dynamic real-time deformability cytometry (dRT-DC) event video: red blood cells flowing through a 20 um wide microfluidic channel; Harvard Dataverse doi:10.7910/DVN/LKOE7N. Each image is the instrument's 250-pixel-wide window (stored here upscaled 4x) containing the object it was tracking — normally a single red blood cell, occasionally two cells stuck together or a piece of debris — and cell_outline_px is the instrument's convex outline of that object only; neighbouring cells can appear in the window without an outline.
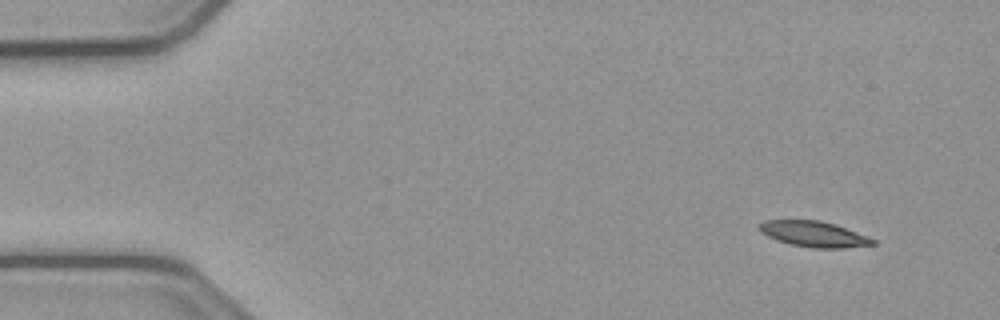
{"species": "common noctule bat (a hibernating species)", "species_latin": "Nyctalus noctula", "temperature_condition": "cold", "stored_images_in_passage": 50, "camera_frame_rate_fps": 3000, "um_per_image_px": 0.085, "animal": {"sex": "male", "body_mass_g": 23.1, "forearm_length_mm": 52.7}, "frame": {"image": 1, "passage_image": 1, "time_ms": 0.0, "image_size_px": [1000, 320], "cell_outline_px": [[876, 244], [844, 248], [812, 248], [792, 244], [776, 240], [760, 232], [760, 224], [764, 220], [820, 220], [836, 224], [876, 240]], "centroid_in_image_um": [69.19, 19.89], "position_along_channel_um": 15.8, "area_um2": 16.88}}
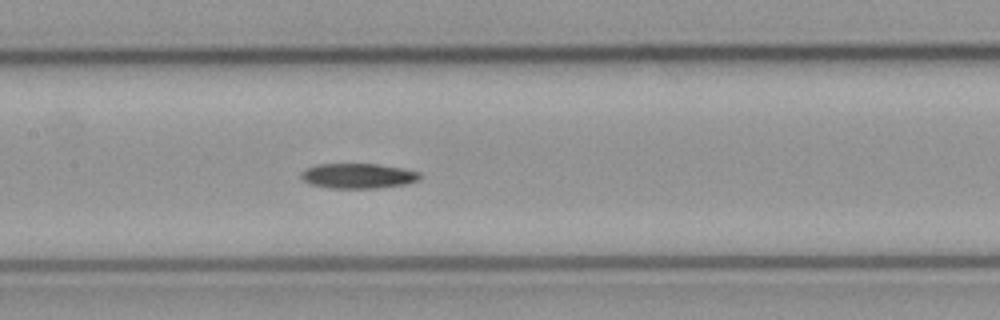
{"frame": {"image": 2, "passage_image": 22, "time_ms": 7.0, "image_size_px": [1000, 320], "cell_outline_px": [[420, 180], [404, 184], [380, 188], [328, 188], [308, 184], [300, 176], [300, 172], [304, 168], [316, 164], [376, 164], [404, 168], [420, 172]], "centroid_in_image_um": [30.4, 14.95], "position_along_channel_um": 177.0, "area_um2": 17.57}}
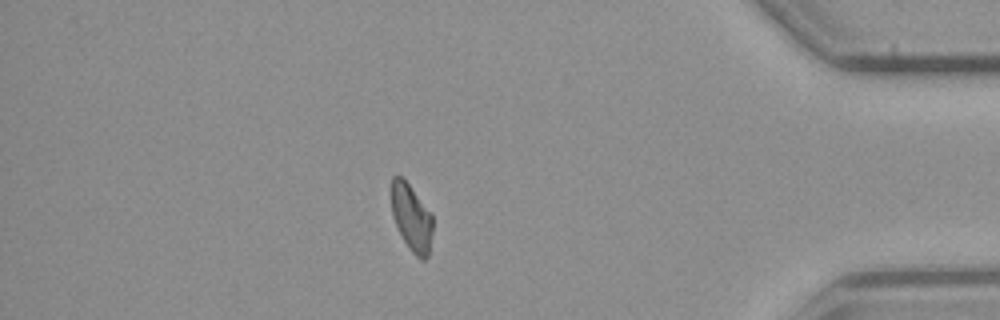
{"frame": {"image": 3, "passage_image": 43, "time_ms": 14.0, "image_size_px": [1000, 320], "cell_outline_px": [[432, 232], [428, 256], [424, 260], [420, 260], [412, 252], [404, 240], [392, 216], [392, 176], [400, 176], [408, 184], [432, 212]], "centroid_in_image_um": [35.0, 18.51], "position_along_channel_um": 400.2, "area_um2": 15.9}, "authors_computed_cell_mechanics": {"area_um2": 17.3111, "velocity_mm_per_s": 3.7967, "shape_relaxation_time_tau1_ms": 8.6396, "shape_relaxation_time_tau2_ms": null, "deformation_change_tau1": 0.1812, "deformation_change_tau2": null}}